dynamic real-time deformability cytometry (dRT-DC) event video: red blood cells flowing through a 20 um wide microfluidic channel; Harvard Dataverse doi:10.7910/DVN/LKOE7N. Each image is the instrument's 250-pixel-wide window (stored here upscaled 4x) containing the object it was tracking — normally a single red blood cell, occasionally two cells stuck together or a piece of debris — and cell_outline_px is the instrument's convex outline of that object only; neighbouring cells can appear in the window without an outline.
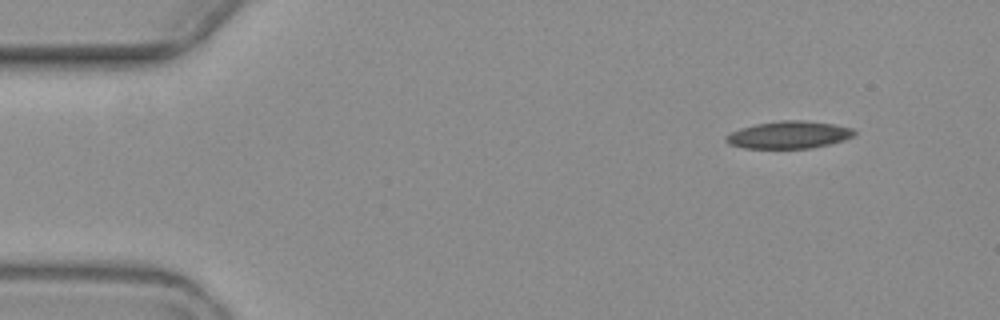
{"species": "common noctule bat (a hibernating species)", "species_latin": "Nyctalus noctula", "temperature_condition": "warm", "stored_images_in_passage": 4, "camera_frame_rate_fps": 3000, "um_per_image_px": 0.085, "animal": {"sex": "female", "body_mass_g": 19.3, "forearm_length_mm": 54.1}, "frame": {"image": 1, "passage_image": 1, "time_ms": 0.0, "image_size_px": [1000, 320], "cell_outline_px": [[856, 132], [852, 136], [844, 140], [812, 148], [744, 148], [728, 144], [724, 140], [724, 136], [740, 128], [756, 124], [780, 120], [804, 120], [832, 124], [852, 128]], "centroid_in_image_um": [67.01, 11.46], "position_along_channel_um": 18.0, "area_um2": 20.4}}
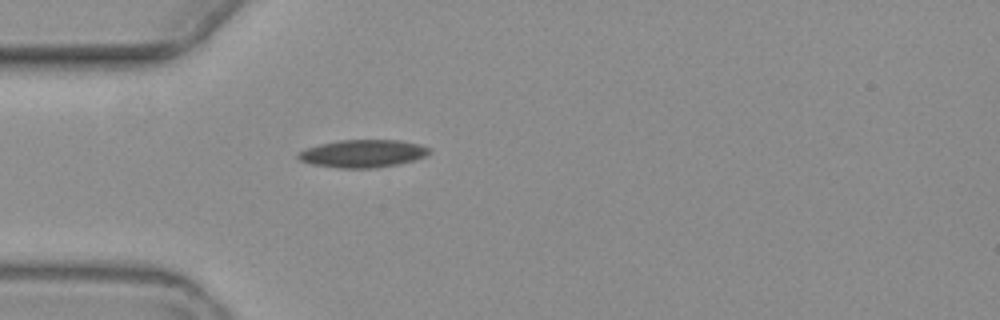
{"frame": {"image": 2, "passage_image": 4, "time_ms": 3.667, "image_size_px": [1000, 320], "cell_outline_px": [[432, 152], [424, 156], [412, 160], [396, 164], [376, 168], [340, 168], [312, 164], [300, 160], [296, 156], [296, 152], [304, 148], [320, 144], [340, 140], [400, 140], [420, 144], [432, 148]], "centroid_in_image_um": [30.82, 13.04], "position_along_channel_um": 54.2, "area_um2": 21.27}}